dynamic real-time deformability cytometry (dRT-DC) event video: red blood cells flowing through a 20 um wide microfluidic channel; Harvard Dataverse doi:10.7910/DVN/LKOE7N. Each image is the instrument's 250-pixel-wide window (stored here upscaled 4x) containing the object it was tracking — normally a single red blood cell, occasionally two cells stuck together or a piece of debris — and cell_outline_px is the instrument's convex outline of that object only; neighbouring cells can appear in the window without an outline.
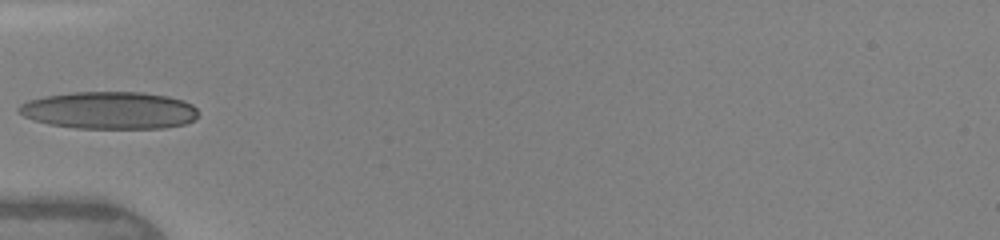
{"species": "human", "species_latin": "Homo sapiens", "temperature_condition": "warm", "stored_images_in_passage": 13, "camera_frame_rate_fps": 3000, "um_per_image_px": 0.085, "donor": {"sex": "female"}, "frame": {"image": 1, "passage_image": 1, "time_ms": 0.0, "image_size_px": [1000, 240], "cell_outline_px": [[196, 116], [192, 120], [184, 124], [164, 128], [76, 128], [48, 124], [24, 116], [16, 112], [16, 108], [20, 104], [28, 100], [44, 96], [72, 92], [144, 92], [168, 96], [184, 100], [192, 104], [196, 108]], "centroid_in_image_um": [9.26, 9.37], "position_along_channel_um": 75.7, "area_um2": 39.19}}